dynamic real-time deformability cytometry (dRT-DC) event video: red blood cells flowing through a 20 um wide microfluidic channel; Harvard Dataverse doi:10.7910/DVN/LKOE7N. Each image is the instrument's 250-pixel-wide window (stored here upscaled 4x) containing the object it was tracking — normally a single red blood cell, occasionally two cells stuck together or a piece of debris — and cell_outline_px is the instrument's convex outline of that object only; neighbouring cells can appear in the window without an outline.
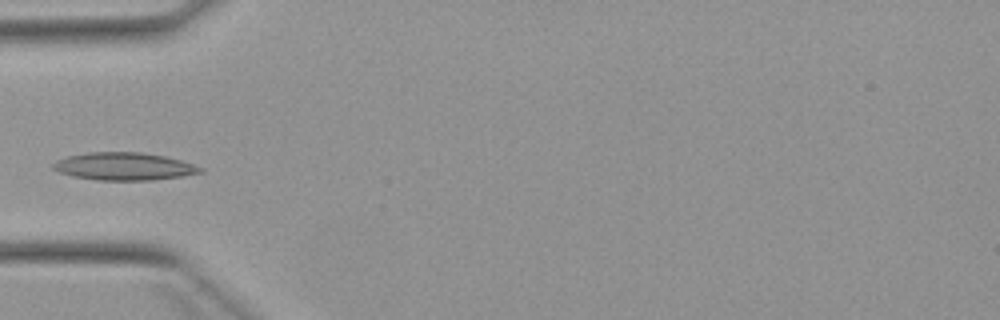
{"species": "Egyptian fruit bat (a non-hibernating species)", "species_latin": "Rousettus aegyptiacus", "temperature_condition": "warm", "stored_images_in_passage": 5, "camera_frame_rate_fps": 3000, "um_per_image_px": 0.085, "animal": {"sex": "female"}, "frame": {"image": 1, "passage_image": 5, "time_ms": 5.0, "image_size_px": [1000, 320], "cell_outline_px": [[204, 172], [180, 176], [152, 180], [96, 180], [72, 176], [56, 172], [52, 168], [52, 164], [56, 160], [68, 156], [88, 152], [140, 152], [164, 156], [180, 160], [204, 168]], "centroid_in_image_um": [10.5, 14.14], "position_along_channel_um": 74.5, "area_um2": 23.76}}